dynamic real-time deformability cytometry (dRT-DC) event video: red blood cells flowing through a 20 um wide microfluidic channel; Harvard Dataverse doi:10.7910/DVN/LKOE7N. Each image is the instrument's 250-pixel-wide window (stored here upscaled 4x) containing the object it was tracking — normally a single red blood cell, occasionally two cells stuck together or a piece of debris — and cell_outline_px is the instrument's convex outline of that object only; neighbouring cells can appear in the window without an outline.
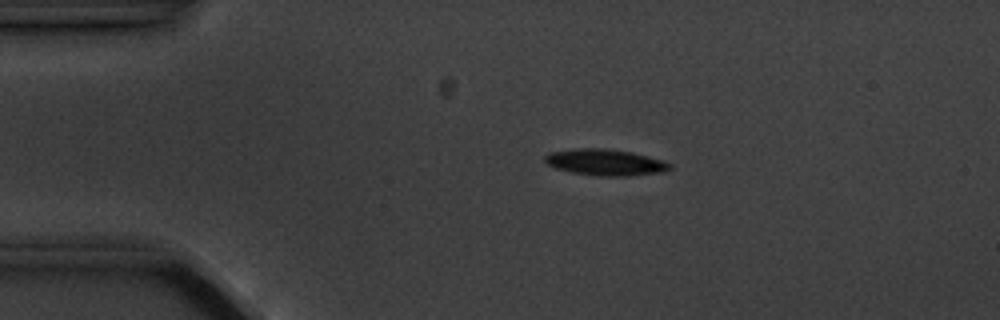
{"species": "common noctule bat (a hibernating species)", "species_latin": "Nyctalus noctula", "temperature_condition": "cold", "stored_images_in_passage": 4, "camera_frame_rate_fps": 3000, "um_per_image_px": 0.085, "animal": {"sex": "male", "body_mass_g": 20.1, "forearm_length_mm": 53.5}, "frame": {"image": 1, "passage_image": 2, "time_ms": 1.333, "image_size_px": [1000, 320], "cell_outline_px": [[672, 168], [668, 172], [628, 176], [604, 176], [572, 172], [556, 168], [548, 164], [544, 160], [544, 156], [548, 152], [572, 148], [604, 148], [632, 152], [664, 160], [672, 164]], "centroid_in_image_um": [51.5, 13.79], "position_along_channel_um": 33.5, "area_um2": 19.42}}